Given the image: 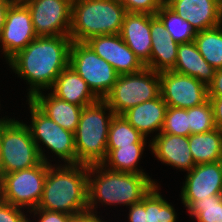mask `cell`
I'll use <instances>...</instances> for the list:
<instances>
[{
    "mask_svg": "<svg viewBox=\"0 0 222 222\" xmlns=\"http://www.w3.org/2000/svg\"><path fill=\"white\" fill-rule=\"evenodd\" d=\"M151 54L147 68L161 72L171 70L177 60L179 43L166 31L165 25L157 15L150 14Z\"/></svg>",
    "mask_w": 222,
    "mask_h": 222,
    "instance_id": "19",
    "label": "cell"
},
{
    "mask_svg": "<svg viewBox=\"0 0 222 222\" xmlns=\"http://www.w3.org/2000/svg\"><path fill=\"white\" fill-rule=\"evenodd\" d=\"M86 222H106L102 216L94 215L92 212H86Z\"/></svg>",
    "mask_w": 222,
    "mask_h": 222,
    "instance_id": "39",
    "label": "cell"
},
{
    "mask_svg": "<svg viewBox=\"0 0 222 222\" xmlns=\"http://www.w3.org/2000/svg\"><path fill=\"white\" fill-rule=\"evenodd\" d=\"M196 32L222 24V0H165Z\"/></svg>",
    "mask_w": 222,
    "mask_h": 222,
    "instance_id": "16",
    "label": "cell"
},
{
    "mask_svg": "<svg viewBox=\"0 0 222 222\" xmlns=\"http://www.w3.org/2000/svg\"><path fill=\"white\" fill-rule=\"evenodd\" d=\"M188 142L195 165L222 161V130L191 134Z\"/></svg>",
    "mask_w": 222,
    "mask_h": 222,
    "instance_id": "25",
    "label": "cell"
},
{
    "mask_svg": "<svg viewBox=\"0 0 222 222\" xmlns=\"http://www.w3.org/2000/svg\"><path fill=\"white\" fill-rule=\"evenodd\" d=\"M69 66L87 82L99 99H104L119 76L114 67L99 57L85 42H72Z\"/></svg>",
    "mask_w": 222,
    "mask_h": 222,
    "instance_id": "10",
    "label": "cell"
},
{
    "mask_svg": "<svg viewBox=\"0 0 222 222\" xmlns=\"http://www.w3.org/2000/svg\"><path fill=\"white\" fill-rule=\"evenodd\" d=\"M145 147L146 144H132L131 146H120L115 149H107L106 159L101 164L113 171L148 174L146 171L144 172L141 167H138Z\"/></svg>",
    "mask_w": 222,
    "mask_h": 222,
    "instance_id": "26",
    "label": "cell"
},
{
    "mask_svg": "<svg viewBox=\"0 0 222 222\" xmlns=\"http://www.w3.org/2000/svg\"><path fill=\"white\" fill-rule=\"evenodd\" d=\"M187 113L189 114V136L207 133L216 128L213 107L209 99L199 106L187 108Z\"/></svg>",
    "mask_w": 222,
    "mask_h": 222,
    "instance_id": "31",
    "label": "cell"
},
{
    "mask_svg": "<svg viewBox=\"0 0 222 222\" xmlns=\"http://www.w3.org/2000/svg\"><path fill=\"white\" fill-rule=\"evenodd\" d=\"M213 107L214 123L216 128L222 130V98L208 97Z\"/></svg>",
    "mask_w": 222,
    "mask_h": 222,
    "instance_id": "37",
    "label": "cell"
},
{
    "mask_svg": "<svg viewBox=\"0 0 222 222\" xmlns=\"http://www.w3.org/2000/svg\"><path fill=\"white\" fill-rule=\"evenodd\" d=\"M14 0H0V34L4 27L7 10Z\"/></svg>",
    "mask_w": 222,
    "mask_h": 222,
    "instance_id": "38",
    "label": "cell"
},
{
    "mask_svg": "<svg viewBox=\"0 0 222 222\" xmlns=\"http://www.w3.org/2000/svg\"><path fill=\"white\" fill-rule=\"evenodd\" d=\"M189 114L187 109L167 107L162 133L189 136Z\"/></svg>",
    "mask_w": 222,
    "mask_h": 222,
    "instance_id": "32",
    "label": "cell"
},
{
    "mask_svg": "<svg viewBox=\"0 0 222 222\" xmlns=\"http://www.w3.org/2000/svg\"><path fill=\"white\" fill-rule=\"evenodd\" d=\"M14 1H17V2H25L27 0H14Z\"/></svg>",
    "mask_w": 222,
    "mask_h": 222,
    "instance_id": "42",
    "label": "cell"
},
{
    "mask_svg": "<svg viewBox=\"0 0 222 222\" xmlns=\"http://www.w3.org/2000/svg\"><path fill=\"white\" fill-rule=\"evenodd\" d=\"M160 95L168 107L191 108L208 100V88L191 76L172 70L159 72Z\"/></svg>",
    "mask_w": 222,
    "mask_h": 222,
    "instance_id": "11",
    "label": "cell"
},
{
    "mask_svg": "<svg viewBox=\"0 0 222 222\" xmlns=\"http://www.w3.org/2000/svg\"><path fill=\"white\" fill-rule=\"evenodd\" d=\"M21 207L13 206L0 199V222H29Z\"/></svg>",
    "mask_w": 222,
    "mask_h": 222,
    "instance_id": "34",
    "label": "cell"
},
{
    "mask_svg": "<svg viewBox=\"0 0 222 222\" xmlns=\"http://www.w3.org/2000/svg\"><path fill=\"white\" fill-rule=\"evenodd\" d=\"M59 164V165H58ZM50 164L38 209L71 216L88 211V165Z\"/></svg>",
    "mask_w": 222,
    "mask_h": 222,
    "instance_id": "3",
    "label": "cell"
},
{
    "mask_svg": "<svg viewBox=\"0 0 222 222\" xmlns=\"http://www.w3.org/2000/svg\"><path fill=\"white\" fill-rule=\"evenodd\" d=\"M0 105H1V104H0ZM0 109H1V107H0ZM0 117H1V118H0V124L5 123V122L9 119L8 116H4V117L0 116Z\"/></svg>",
    "mask_w": 222,
    "mask_h": 222,
    "instance_id": "41",
    "label": "cell"
},
{
    "mask_svg": "<svg viewBox=\"0 0 222 222\" xmlns=\"http://www.w3.org/2000/svg\"><path fill=\"white\" fill-rule=\"evenodd\" d=\"M73 0H27L37 36H69Z\"/></svg>",
    "mask_w": 222,
    "mask_h": 222,
    "instance_id": "12",
    "label": "cell"
},
{
    "mask_svg": "<svg viewBox=\"0 0 222 222\" xmlns=\"http://www.w3.org/2000/svg\"><path fill=\"white\" fill-rule=\"evenodd\" d=\"M125 6L119 0H73L70 38L85 42L98 35L120 34Z\"/></svg>",
    "mask_w": 222,
    "mask_h": 222,
    "instance_id": "4",
    "label": "cell"
},
{
    "mask_svg": "<svg viewBox=\"0 0 222 222\" xmlns=\"http://www.w3.org/2000/svg\"><path fill=\"white\" fill-rule=\"evenodd\" d=\"M156 15L165 25L169 36L179 44L193 42L196 37L194 30L187 20L182 19L165 2L161 5Z\"/></svg>",
    "mask_w": 222,
    "mask_h": 222,
    "instance_id": "29",
    "label": "cell"
},
{
    "mask_svg": "<svg viewBox=\"0 0 222 222\" xmlns=\"http://www.w3.org/2000/svg\"><path fill=\"white\" fill-rule=\"evenodd\" d=\"M148 142L150 151L162 164L186 172L195 166L188 137L160 132Z\"/></svg>",
    "mask_w": 222,
    "mask_h": 222,
    "instance_id": "17",
    "label": "cell"
},
{
    "mask_svg": "<svg viewBox=\"0 0 222 222\" xmlns=\"http://www.w3.org/2000/svg\"><path fill=\"white\" fill-rule=\"evenodd\" d=\"M155 185L158 183L148 174L113 171L102 164L88 165V211L98 216L96 208L101 204L130 207L140 202Z\"/></svg>",
    "mask_w": 222,
    "mask_h": 222,
    "instance_id": "2",
    "label": "cell"
},
{
    "mask_svg": "<svg viewBox=\"0 0 222 222\" xmlns=\"http://www.w3.org/2000/svg\"><path fill=\"white\" fill-rule=\"evenodd\" d=\"M85 43L113 66L118 75L137 73L145 67L122 40L120 34L94 36Z\"/></svg>",
    "mask_w": 222,
    "mask_h": 222,
    "instance_id": "15",
    "label": "cell"
},
{
    "mask_svg": "<svg viewBox=\"0 0 222 222\" xmlns=\"http://www.w3.org/2000/svg\"><path fill=\"white\" fill-rule=\"evenodd\" d=\"M180 194L186 209L194 201L222 195V161L195 165L187 172Z\"/></svg>",
    "mask_w": 222,
    "mask_h": 222,
    "instance_id": "14",
    "label": "cell"
},
{
    "mask_svg": "<svg viewBox=\"0 0 222 222\" xmlns=\"http://www.w3.org/2000/svg\"><path fill=\"white\" fill-rule=\"evenodd\" d=\"M114 112L99 99L83 107L74 132L77 164H101L107 156V140Z\"/></svg>",
    "mask_w": 222,
    "mask_h": 222,
    "instance_id": "5",
    "label": "cell"
},
{
    "mask_svg": "<svg viewBox=\"0 0 222 222\" xmlns=\"http://www.w3.org/2000/svg\"><path fill=\"white\" fill-rule=\"evenodd\" d=\"M50 164L42 161L34 167L3 174L0 177V199L25 208V213L37 208L44 189Z\"/></svg>",
    "mask_w": 222,
    "mask_h": 222,
    "instance_id": "9",
    "label": "cell"
},
{
    "mask_svg": "<svg viewBox=\"0 0 222 222\" xmlns=\"http://www.w3.org/2000/svg\"><path fill=\"white\" fill-rule=\"evenodd\" d=\"M70 36H37L6 64L28 87L27 99L50 89L69 65Z\"/></svg>",
    "mask_w": 222,
    "mask_h": 222,
    "instance_id": "1",
    "label": "cell"
},
{
    "mask_svg": "<svg viewBox=\"0 0 222 222\" xmlns=\"http://www.w3.org/2000/svg\"><path fill=\"white\" fill-rule=\"evenodd\" d=\"M31 114L30 130L32 139L37 145L42 161L51 164L49 156L44 152L45 147L60 158L64 164H77L74 133L65 130L55 121L44 114L30 99H27ZM45 146L44 148L41 145ZM43 148V149H42Z\"/></svg>",
    "mask_w": 222,
    "mask_h": 222,
    "instance_id": "7",
    "label": "cell"
},
{
    "mask_svg": "<svg viewBox=\"0 0 222 222\" xmlns=\"http://www.w3.org/2000/svg\"><path fill=\"white\" fill-rule=\"evenodd\" d=\"M194 42L199 53L213 68L222 69V24L197 32Z\"/></svg>",
    "mask_w": 222,
    "mask_h": 222,
    "instance_id": "27",
    "label": "cell"
},
{
    "mask_svg": "<svg viewBox=\"0 0 222 222\" xmlns=\"http://www.w3.org/2000/svg\"><path fill=\"white\" fill-rule=\"evenodd\" d=\"M187 210L190 218L197 222H222V195L194 201Z\"/></svg>",
    "mask_w": 222,
    "mask_h": 222,
    "instance_id": "30",
    "label": "cell"
},
{
    "mask_svg": "<svg viewBox=\"0 0 222 222\" xmlns=\"http://www.w3.org/2000/svg\"><path fill=\"white\" fill-rule=\"evenodd\" d=\"M30 216L33 217L35 220V222H68V220L70 219L71 215L66 214V213H62V212H57V211H49V210H44V209H32L30 211H28ZM38 219V220H37ZM29 222H31L30 218H29Z\"/></svg>",
    "mask_w": 222,
    "mask_h": 222,
    "instance_id": "35",
    "label": "cell"
},
{
    "mask_svg": "<svg viewBox=\"0 0 222 222\" xmlns=\"http://www.w3.org/2000/svg\"><path fill=\"white\" fill-rule=\"evenodd\" d=\"M120 36L146 67L150 62L152 45L150 14L127 12L124 16Z\"/></svg>",
    "mask_w": 222,
    "mask_h": 222,
    "instance_id": "18",
    "label": "cell"
},
{
    "mask_svg": "<svg viewBox=\"0 0 222 222\" xmlns=\"http://www.w3.org/2000/svg\"><path fill=\"white\" fill-rule=\"evenodd\" d=\"M45 94L40 91L30 100L59 126L74 133L83 107L61 100L51 92Z\"/></svg>",
    "mask_w": 222,
    "mask_h": 222,
    "instance_id": "23",
    "label": "cell"
},
{
    "mask_svg": "<svg viewBox=\"0 0 222 222\" xmlns=\"http://www.w3.org/2000/svg\"><path fill=\"white\" fill-rule=\"evenodd\" d=\"M160 185H155L138 203L129 208L128 222H177V212L159 192Z\"/></svg>",
    "mask_w": 222,
    "mask_h": 222,
    "instance_id": "20",
    "label": "cell"
},
{
    "mask_svg": "<svg viewBox=\"0 0 222 222\" xmlns=\"http://www.w3.org/2000/svg\"><path fill=\"white\" fill-rule=\"evenodd\" d=\"M68 222H86V212L79 215L71 216Z\"/></svg>",
    "mask_w": 222,
    "mask_h": 222,
    "instance_id": "40",
    "label": "cell"
},
{
    "mask_svg": "<svg viewBox=\"0 0 222 222\" xmlns=\"http://www.w3.org/2000/svg\"><path fill=\"white\" fill-rule=\"evenodd\" d=\"M167 104L161 95L153 100L143 102L130 108L122 116L146 138L151 133L161 132Z\"/></svg>",
    "mask_w": 222,
    "mask_h": 222,
    "instance_id": "21",
    "label": "cell"
},
{
    "mask_svg": "<svg viewBox=\"0 0 222 222\" xmlns=\"http://www.w3.org/2000/svg\"><path fill=\"white\" fill-rule=\"evenodd\" d=\"M49 91L57 98L81 107L99 100L87 82L69 65L60 73Z\"/></svg>",
    "mask_w": 222,
    "mask_h": 222,
    "instance_id": "22",
    "label": "cell"
},
{
    "mask_svg": "<svg viewBox=\"0 0 222 222\" xmlns=\"http://www.w3.org/2000/svg\"><path fill=\"white\" fill-rule=\"evenodd\" d=\"M128 13H148L156 15L165 0H119Z\"/></svg>",
    "mask_w": 222,
    "mask_h": 222,
    "instance_id": "33",
    "label": "cell"
},
{
    "mask_svg": "<svg viewBox=\"0 0 222 222\" xmlns=\"http://www.w3.org/2000/svg\"><path fill=\"white\" fill-rule=\"evenodd\" d=\"M171 70L196 78L207 86L214 78L216 71L199 53L194 41L179 44L177 60Z\"/></svg>",
    "mask_w": 222,
    "mask_h": 222,
    "instance_id": "24",
    "label": "cell"
},
{
    "mask_svg": "<svg viewBox=\"0 0 222 222\" xmlns=\"http://www.w3.org/2000/svg\"><path fill=\"white\" fill-rule=\"evenodd\" d=\"M148 139L136 130L122 115H114L109 127L107 149L131 146L132 144H147Z\"/></svg>",
    "mask_w": 222,
    "mask_h": 222,
    "instance_id": "28",
    "label": "cell"
},
{
    "mask_svg": "<svg viewBox=\"0 0 222 222\" xmlns=\"http://www.w3.org/2000/svg\"><path fill=\"white\" fill-rule=\"evenodd\" d=\"M208 97L222 98V69L216 70L214 78L208 84Z\"/></svg>",
    "mask_w": 222,
    "mask_h": 222,
    "instance_id": "36",
    "label": "cell"
},
{
    "mask_svg": "<svg viewBox=\"0 0 222 222\" xmlns=\"http://www.w3.org/2000/svg\"><path fill=\"white\" fill-rule=\"evenodd\" d=\"M37 37L29 8L24 2L13 1L6 13L0 34V48L7 63Z\"/></svg>",
    "mask_w": 222,
    "mask_h": 222,
    "instance_id": "13",
    "label": "cell"
},
{
    "mask_svg": "<svg viewBox=\"0 0 222 222\" xmlns=\"http://www.w3.org/2000/svg\"><path fill=\"white\" fill-rule=\"evenodd\" d=\"M41 162L37 145L23 120L14 117L0 124V177Z\"/></svg>",
    "mask_w": 222,
    "mask_h": 222,
    "instance_id": "6",
    "label": "cell"
},
{
    "mask_svg": "<svg viewBox=\"0 0 222 222\" xmlns=\"http://www.w3.org/2000/svg\"><path fill=\"white\" fill-rule=\"evenodd\" d=\"M159 95V72L144 67L137 73L119 75L103 100L115 115H122L130 108L153 100Z\"/></svg>",
    "mask_w": 222,
    "mask_h": 222,
    "instance_id": "8",
    "label": "cell"
}]
</instances>
